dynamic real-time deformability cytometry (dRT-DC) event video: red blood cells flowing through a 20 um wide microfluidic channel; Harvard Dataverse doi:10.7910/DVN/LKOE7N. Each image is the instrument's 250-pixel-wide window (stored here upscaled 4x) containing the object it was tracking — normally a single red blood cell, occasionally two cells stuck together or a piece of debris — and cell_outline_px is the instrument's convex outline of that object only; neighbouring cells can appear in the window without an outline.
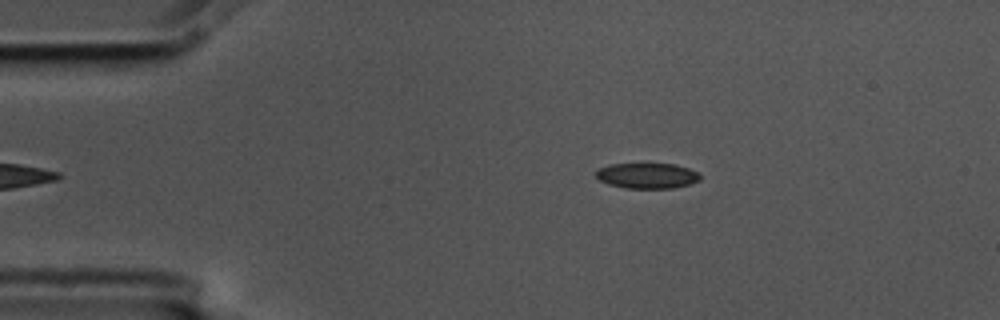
{"species": "common noctule bat (a hibernating species)", "species_latin": "Nyctalus noctula", "temperature_condition": "cold", "stored_images_in_passage": 40, "camera_frame_rate_fps": 3000, "um_per_image_px": 0.085, "animal": {"sex": "male", "body_mass_g": 17.5, "forearm_length_mm": 52.3}, "frame": {"image": 1, "passage_image": 2, "time_ms": 0.333, "image_size_px": [1000, 320], "cell_outline_px": [[700, 180], [692, 184], [672, 188], [624, 188], [608, 184], [600, 180], [596, 176], [596, 168], [608, 164], [676, 164], [700, 172]], "centroid_in_image_um": [55.02, 14.93], "position_along_channel_um": 30.0, "area_um2": 15.66}}
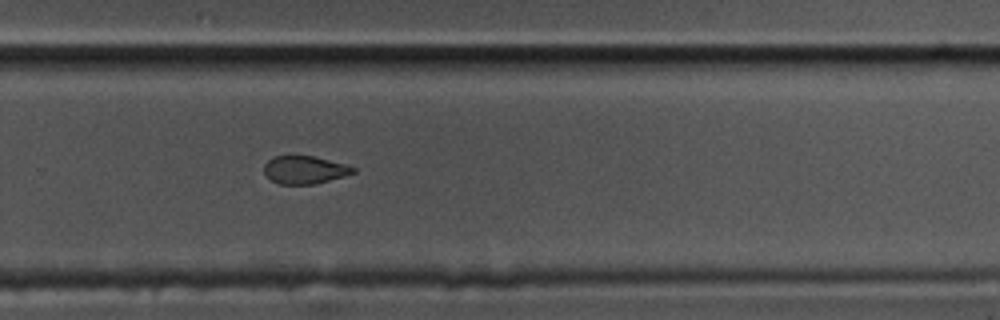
{"frame": {"image": 2, "passage_image": 29, "time_ms": 9.333, "image_size_px": [1000, 320], "cell_outline_px": [[356, 172], [344, 176], [312, 184], [280, 184], [272, 180], [264, 172], [264, 164], [272, 156], [312, 156], [344, 164], [356, 168]], "centroid_in_image_um": [25.88, 14.43], "position_along_channel_um": 303.9, "area_um2": 14.22}}
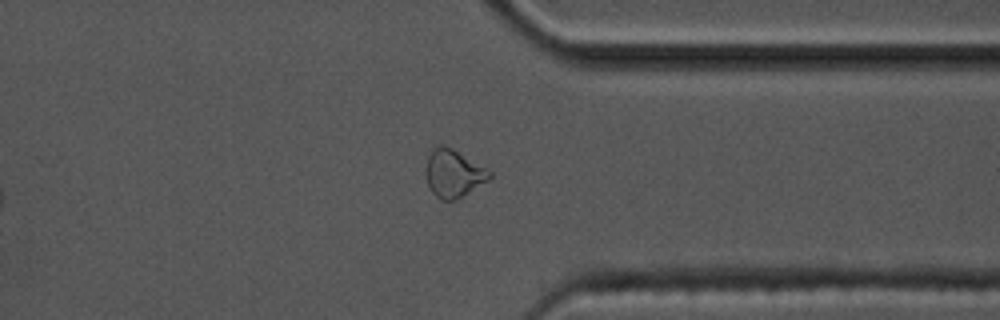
{"frame": {"image": 3, "passage_image": 35, "time_ms": 11.333, "image_size_px": [1000, 320], "cell_outline_px": [[492, 176], [488, 180], [456, 200], [440, 200], [432, 192], [428, 184], [424, 172], [424, 168], [428, 156], [432, 148], [440, 144], [444, 144], [452, 148], [488, 168], [492, 172]], "centroid_in_image_um": [38.52, 14.72], "position_along_channel_um": 372.9, "area_um2": 17.98}, "authors_computed_cell_mechanics": {"area_um2": 15.9239, "velocity_mm_per_s": 3.5787, "shape_relaxation_time_tau1_ms": 4.4372, "shape_relaxation_time_tau2_ms": 5.9051, "deformation_change_tau1": 0.12, "deformation_change_tau2": 0.0922}}